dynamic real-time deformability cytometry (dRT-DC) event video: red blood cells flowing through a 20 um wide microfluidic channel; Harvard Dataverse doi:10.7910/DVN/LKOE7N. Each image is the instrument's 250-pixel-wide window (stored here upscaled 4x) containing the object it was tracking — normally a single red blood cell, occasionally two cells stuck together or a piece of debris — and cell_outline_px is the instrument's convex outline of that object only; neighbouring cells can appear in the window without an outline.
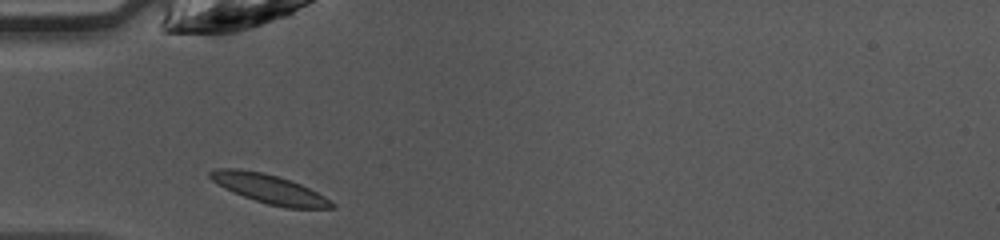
{"species": "common noctule bat (a hibernating species)", "species_latin": "Nyctalus noctula", "temperature_condition": "warm", "stored_images_in_passage": 16, "camera_frame_rate_fps": 3000, "um_per_image_px": 0.085, "animal": {"sex": "female", "body_mass_g": 10.0, "forearm_length_mm": 53.1}, "frame": {"image": 1, "passage_image": 1, "time_ms": 0.0, "image_size_px": [1000, 240], "cell_outline_px": [[336, 208], [288, 208], [268, 204], [232, 192], [224, 188], [212, 180], [208, 176], [208, 172], [216, 168], [240, 168], [264, 172], [280, 176], [300, 184], [324, 196], [336, 204]], "centroid_in_image_um": [22.87, 16.04], "position_along_channel_um": 62.1, "area_um2": 20.63}}
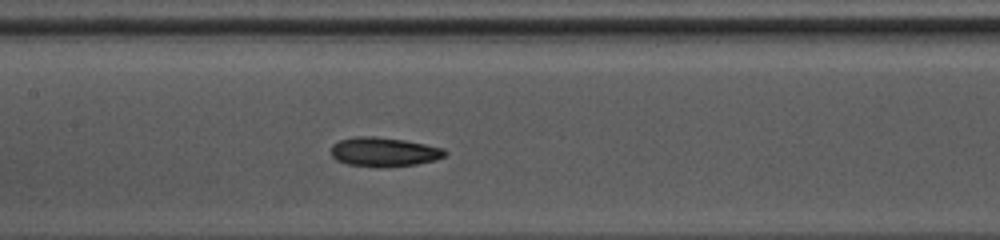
{"frame": {"image": 2, "passage_image": 9, "time_ms": 2.667, "image_size_px": [1000, 240], "cell_outline_px": [[448, 152], [444, 156], [436, 160], [416, 164], [384, 168], [348, 164], [336, 160], [332, 156], [332, 144], [340, 140], [356, 136], [372, 136], [404, 140], [444, 148]], "centroid_in_image_um": [32.65, 12.92], "position_along_channel_um": 174.8, "area_um2": 19.42}}
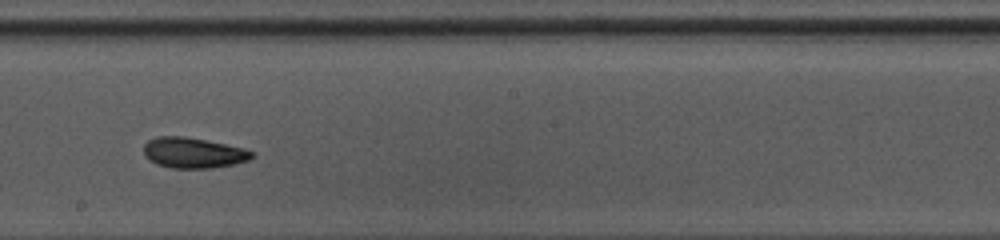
{"frame": {"image": 3, "passage_image": 13, "time_ms": 4.0, "image_size_px": [1000, 240], "cell_outline_px": [[256, 156], [248, 160], [232, 164], [212, 168], [172, 168], [156, 164], [148, 160], [144, 156], [144, 144], [148, 140], [156, 136], [184, 136], [208, 140], [244, 148], [252, 152]], "centroid_in_image_um": [16.4, 12.98], "position_along_channel_um": 231.8, "area_um2": 19.42}}